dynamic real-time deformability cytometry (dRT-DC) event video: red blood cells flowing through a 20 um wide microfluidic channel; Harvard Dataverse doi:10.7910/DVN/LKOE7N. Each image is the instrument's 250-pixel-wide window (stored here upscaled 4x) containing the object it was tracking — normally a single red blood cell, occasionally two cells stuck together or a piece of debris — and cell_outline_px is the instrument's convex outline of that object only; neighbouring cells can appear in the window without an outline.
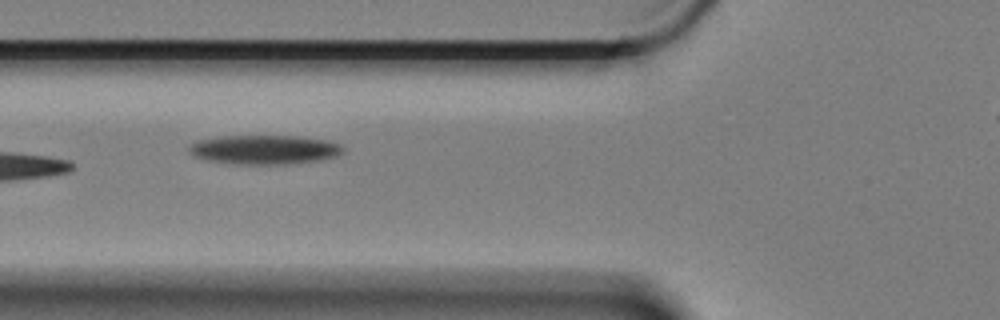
{"species": "Egyptian fruit bat (a non-hibernating species)", "species_latin": "Rousettus aegyptiacus", "temperature_condition": "cold", "stored_images_in_passage": 8, "camera_frame_rate_fps": 3000, "um_per_image_px": 0.085, "animal": {"sex": "female"}, "frame": {"image": 1, "passage_image": 6, "time_ms": 1.667, "image_size_px": [1000, 320], "cell_outline_px": [[344, 152], [336, 156], [320, 160], [284, 164], [236, 164], [208, 160], [192, 156], [188, 152], [188, 144], [196, 140], [220, 136], [296, 136], [328, 140], [340, 144], [344, 148]], "centroid_in_image_um": [22.43, 12.71], "position_along_channel_um": 103.4, "area_um2": 26.41}}
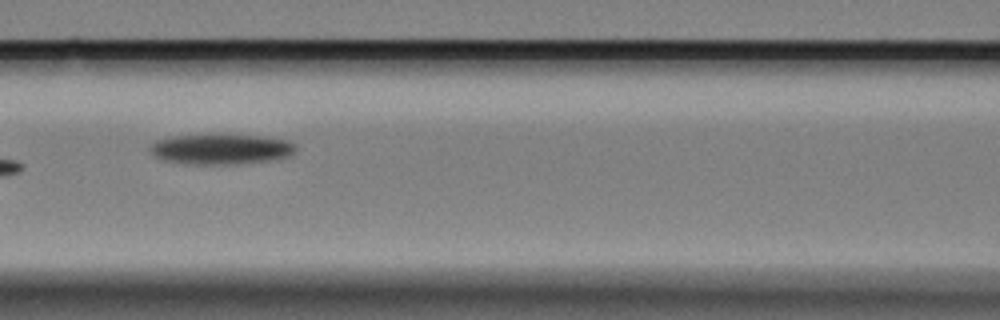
{"frame": {"image": 2, "passage_image": 7, "time_ms": 2.0, "image_size_px": [1000, 320], "cell_outline_px": [[296, 152], [280, 160], [236, 164], [184, 164], [164, 160], [156, 156], [148, 148], [156, 140], [172, 136], [220, 132], [264, 136], [288, 140], [296, 144]], "centroid_in_image_um": [18.85, 12.64], "position_along_channel_um": 147.8, "area_um2": 26.99}}
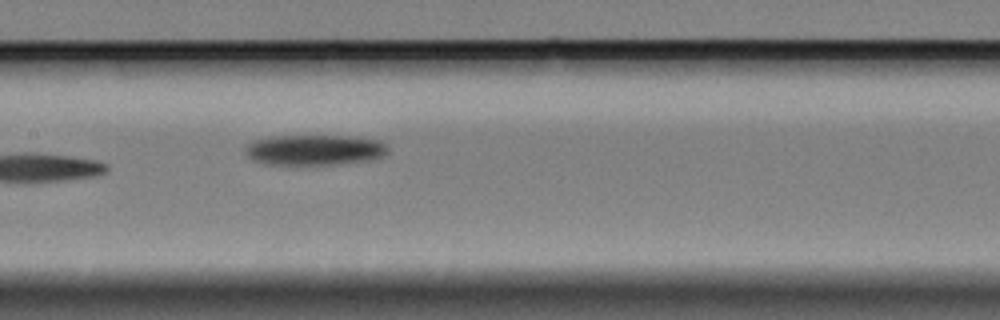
{"frame": {"image": 3, "passage_image": 8, "time_ms": 2.333, "image_size_px": [1000, 320], "cell_outline_px": [[388, 152], [380, 156], [368, 160], [328, 164], [264, 164], [252, 160], [244, 152], [244, 148], [252, 140], [268, 136], [356, 136], [380, 140], [388, 144]], "centroid_in_image_um": [26.7, 12.72], "position_along_channel_um": 180.7, "area_um2": 25.43}}